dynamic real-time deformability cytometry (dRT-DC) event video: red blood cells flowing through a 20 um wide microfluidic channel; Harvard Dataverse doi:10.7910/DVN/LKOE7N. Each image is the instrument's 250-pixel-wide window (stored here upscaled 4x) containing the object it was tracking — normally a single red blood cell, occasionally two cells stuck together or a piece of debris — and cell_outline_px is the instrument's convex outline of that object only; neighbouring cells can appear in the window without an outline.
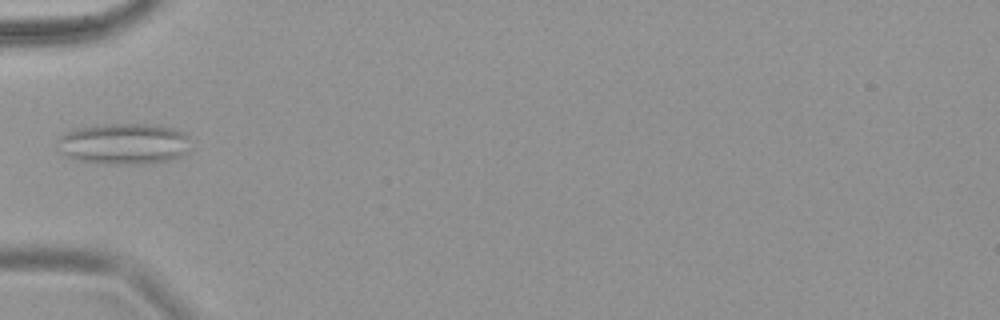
{"species": "common noctule bat (a hibernating species)", "species_latin": "Nyctalus noctula", "temperature_condition": "warm", "stored_images_in_passage": 5, "camera_frame_rate_fps": 3000, "um_per_image_px": 0.085, "animal": {"sex": "female", "body_mass_g": 18.4}, "frame": {"image": 1, "passage_image": 2, "time_ms": 0.333, "image_size_px": [1000, 320], "cell_outline_px": [[188, 148], [184, 152], [172, 160], [148, 164], [112, 164], [72, 160], [64, 156], [60, 152], [56, 140], [64, 132], [72, 128], [96, 124], [156, 124], [172, 128], [184, 132], [188, 136]], "centroid_in_image_um": [10.45, 12.21], "position_along_channel_um": 74.6, "area_um2": 32.54}}